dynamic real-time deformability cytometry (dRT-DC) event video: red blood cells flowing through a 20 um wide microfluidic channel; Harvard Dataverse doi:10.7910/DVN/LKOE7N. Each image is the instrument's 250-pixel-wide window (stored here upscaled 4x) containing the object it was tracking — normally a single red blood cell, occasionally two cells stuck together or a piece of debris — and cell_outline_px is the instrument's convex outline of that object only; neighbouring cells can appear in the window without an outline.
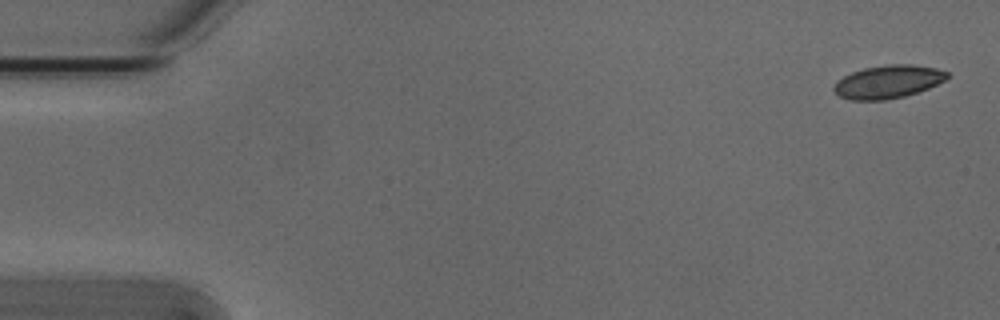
{"species": "Egyptian fruit bat (a non-hibernating species)", "species_latin": "Rousettus aegyptiacus", "temperature_condition": "cold", "stored_images_in_passage": 4, "camera_frame_rate_fps": 3000, "um_per_image_px": 0.085, "animal": {"sex": "male"}, "frame": {"image": 1, "passage_image": 1, "time_ms": 0.0, "image_size_px": [1000, 320], "cell_outline_px": [[948, 76], [944, 80], [928, 88], [904, 96], [884, 100], [852, 100], [840, 96], [832, 88], [836, 80], [852, 72], [864, 68], [888, 64], [912, 64], [936, 68], [948, 72]], "centroid_in_image_um": [75.46, 6.94], "position_along_channel_um": 9.5, "area_um2": 21.68}}
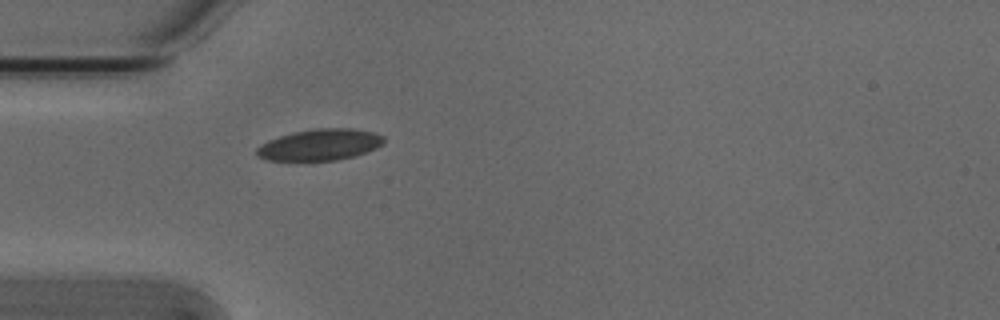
{"frame": {"image": 2, "passage_image": 4, "time_ms": 1.0, "image_size_px": [1000, 320], "cell_outline_px": [[384, 144], [376, 148], [352, 156], [336, 160], [268, 160], [256, 156], [256, 148], [260, 144], [268, 140], [292, 132], [316, 128], [352, 128], [372, 132], [384, 136]], "centroid_in_image_um": [27.17, 12.29], "position_along_channel_um": 57.8, "area_um2": 23.12}}